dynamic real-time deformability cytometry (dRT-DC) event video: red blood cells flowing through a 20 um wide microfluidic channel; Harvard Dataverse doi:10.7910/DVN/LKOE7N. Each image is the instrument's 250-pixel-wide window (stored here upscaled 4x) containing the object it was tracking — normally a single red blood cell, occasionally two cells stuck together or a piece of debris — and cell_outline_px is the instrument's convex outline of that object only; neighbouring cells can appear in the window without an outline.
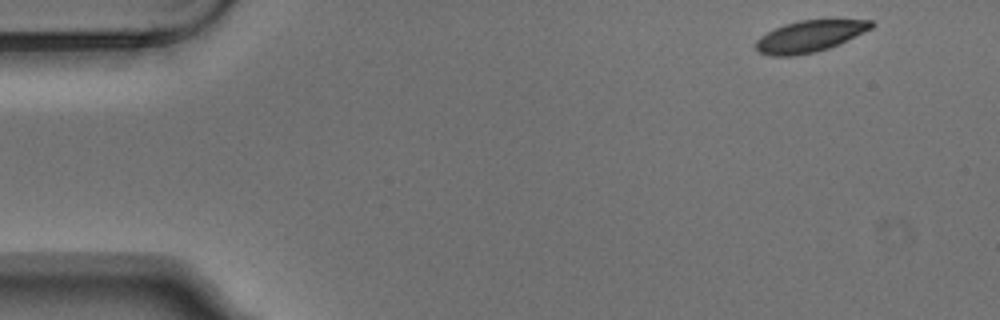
{"species": "Egyptian fruit bat (a non-hibernating species)", "species_latin": "Rousettus aegyptiacus", "temperature_condition": "warm", "stored_images_in_passage": 3, "camera_frame_rate_fps": 3000, "um_per_image_px": 0.085, "animal": {"sex": "male"}, "frame": {"image": 1, "passage_image": 1, "time_ms": 0.0, "image_size_px": [1000, 320], "cell_outline_px": [[876, 24], [872, 28], [840, 44], [816, 52], [792, 56], [772, 56], [760, 52], [756, 48], [756, 40], [760, 36], [784, 24], [800, 20], [872, 20]], "centroid_in_image_um": [68.84, 3.08], "position_along_channel_um": 16.2, "area_um2": 21.1}}
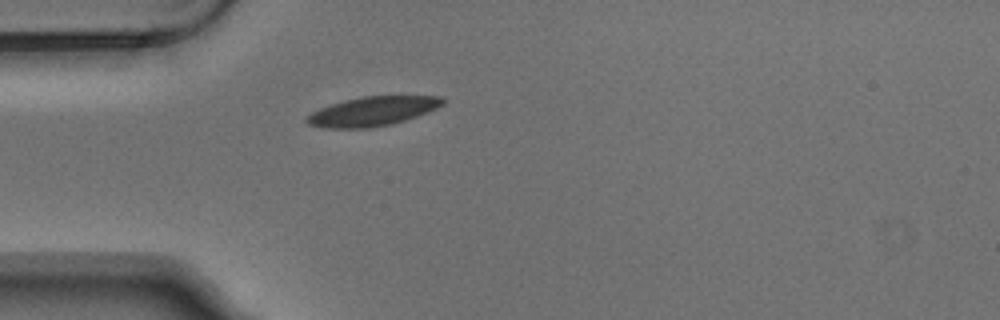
{"frame": {"image": 2, "passage_image": 3, "time_ms": 0.667, "image_size_px": [1000, 320], "cell_outline_px": [[444, 104], [436, 108], [416, 116], [392, 124], [368, 128], [324, 128], [308, 124], [304, 120], [304, 116], [320, 108], [344, 100], [364, 96], [440, 96], [444, 100]], "centroid_in_image_um": [31.61, 9.46], "position_along_channel_um": 53.4, "area_um2": 23.06}}